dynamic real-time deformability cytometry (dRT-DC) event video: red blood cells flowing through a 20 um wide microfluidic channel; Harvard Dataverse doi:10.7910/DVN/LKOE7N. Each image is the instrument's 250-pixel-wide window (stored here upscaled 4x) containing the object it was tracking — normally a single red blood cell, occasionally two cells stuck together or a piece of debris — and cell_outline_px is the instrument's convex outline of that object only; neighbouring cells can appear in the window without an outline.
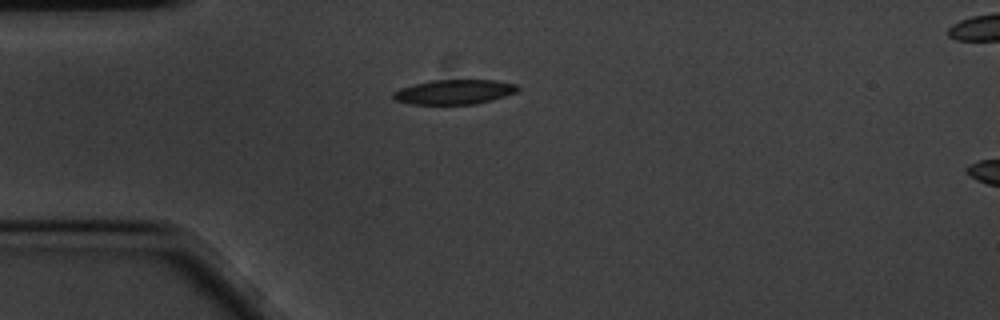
{"species": "common noctule bat (a hibernating species)", "species_latin": "Nyctalus noctula", "temperature_condition": "cold", "stored_images_in_passage": 44, "camera_frame_rate_fps": 3000, "um_per_image_px": 0.085, "animal": {"sex": "male", "body_mass_g": 20.1, "forearm_length_mm": 53.5}, "frame": {"image": 1, "passage_image": 1, "time_ms": 0.0, "image_size_px": [1000, 320], "cell_outline_px": [[520, 88], [516, 92], [492, 100], [476, 104], [412, 104], [396, 100], [392, 96], [392, 92], [400, 88], [432, 80], [496, 80], [516, 84]], "centroid_in_image_um": [38.63, 7.81], "position_along_channel_um": 46.4, "area_um2": 17.8}}
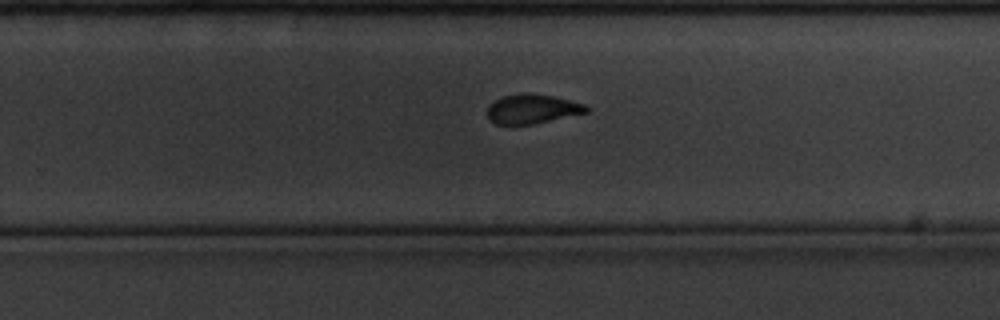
{"frame": {"image": 2, "passage_image": 23, "time_ms": 7.333, "image_size_px": [1000, 320], "cell_outline_px": [[592, 108], [588, 112], [532, 124], [496, 124], [488, 120], [488, 104], [504, 96], [524, 92], [552, 96], [588, 104]], "centroid_in_image_um": [45.27, 9.25], "position_along_channel_um": 284.5, "area_um2": 16.99}}
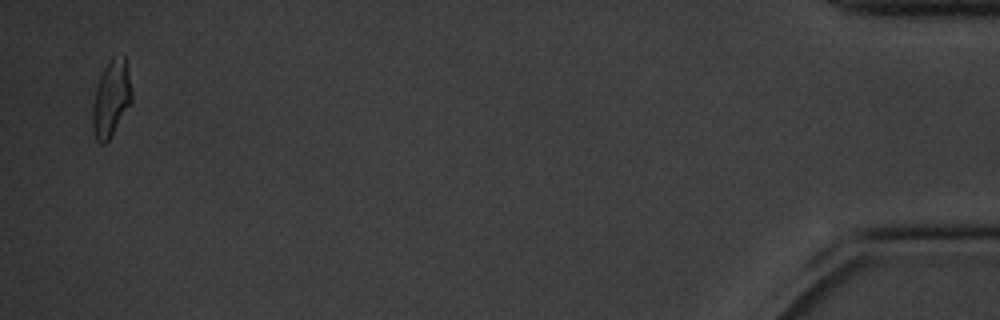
{"frame": {"image": 3, "passage_image": 43, "time_ms": 14.0, "image_size_px": [1000, 320], "cell_outline_px": [[132, 100], [108, 140], [104, 144], [100, 144], [96, 140], [92, 128], [92, 104], [96, 88], [100, 76], [104, 68], [112, 56], [124, 52], [132, 92]], "centroid_in_image_um": [9.43, 8.33], "position_along_channel_um": 425.8, "area_um2": 17.4}, "authors_computed_cell_mechanics": {"area_um2": 17.918, "velocity_mm_per_s": 3.4337, "shape_relaxation_time_tau1_ms": 2.9698, "shape_relaxation_time_tau2_ms": 2.026, "deformation_change_tau1": 0.1221, "deformation_change_tau2": 0.0673}}